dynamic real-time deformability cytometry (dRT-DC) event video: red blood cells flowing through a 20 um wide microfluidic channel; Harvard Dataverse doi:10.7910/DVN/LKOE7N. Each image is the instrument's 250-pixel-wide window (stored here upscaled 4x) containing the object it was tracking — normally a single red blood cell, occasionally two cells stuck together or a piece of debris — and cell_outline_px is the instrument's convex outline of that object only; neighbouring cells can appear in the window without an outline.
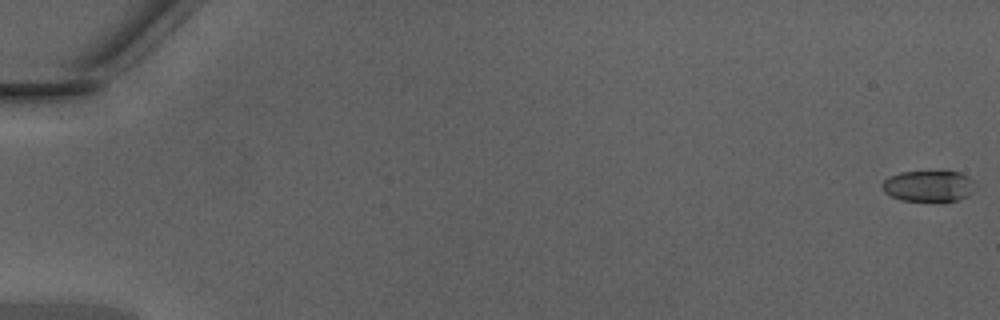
{"species": "Egyptian fruit bat (a non-hibernating species)", "species_latin": "Rousettus aegyptiacus", "temperature_condition": "warm", "stored_images_in_passage": 44, "camera_frame_rate_fps": 3000, "um_per_image_px": 0.085, "animal": {"sex": "male"}, "frame": {"image": 1, "passage_image": 1, "time_ms": 0.0, "image_size_px": [1000, 320], "cell_outline_px": [[976, 180], [972, 192], [968, 196], [956, 200], [900, 200], [884, 192], [880, 184], [888, 176], [900, 172], [944, 168], [960, 172]], "centroid_in_image_um": [78.95, 15.73], "position_along_channel_um": 6.0, "area_um2": 17.63}}
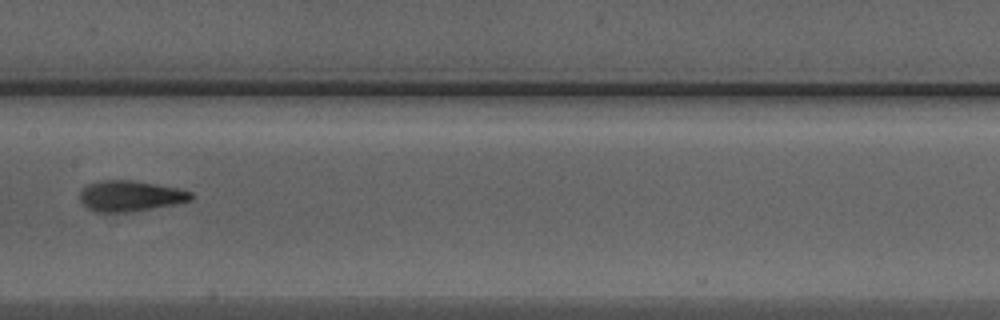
{"frame": {"image": 2, "passage_image": 27, "time_ms": 8.667, "image_size_px": [1000, 320], "cell_outline_px": [[192, 200], [176, 204], [132, 212], [96, 212], [88, 208], [80, 200], [80, 192], [88, 184], [104, 180], [132, 180], [156, 184], [176, 188], [192, 192]], "centroid_in_image_um": [11.08, 16.66], "position_along_channel_um": 196.3, "area_um2": 19.83}}
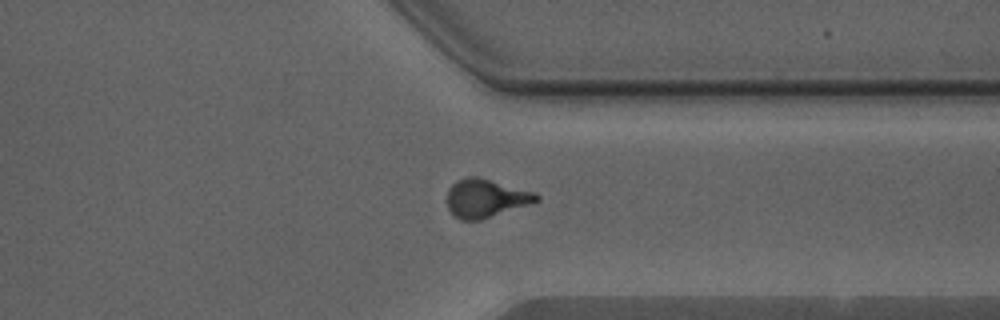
{"frame": {"image": 3, "passage_image": 39, "time_ms": 12.667, "image_size_px": [1000, 320], "cell_outline_px": [[540, 200], [532, 204], [480, 220], [460, 220], [448, 208], [448, 188], [456, 180], [468, 176], [476, 176], [536, 192], [540, 196]], "centroid_in_image_um": [41.32, 16.84], "position_along_channel_um": 370.1, "area_um2": 20.06}}